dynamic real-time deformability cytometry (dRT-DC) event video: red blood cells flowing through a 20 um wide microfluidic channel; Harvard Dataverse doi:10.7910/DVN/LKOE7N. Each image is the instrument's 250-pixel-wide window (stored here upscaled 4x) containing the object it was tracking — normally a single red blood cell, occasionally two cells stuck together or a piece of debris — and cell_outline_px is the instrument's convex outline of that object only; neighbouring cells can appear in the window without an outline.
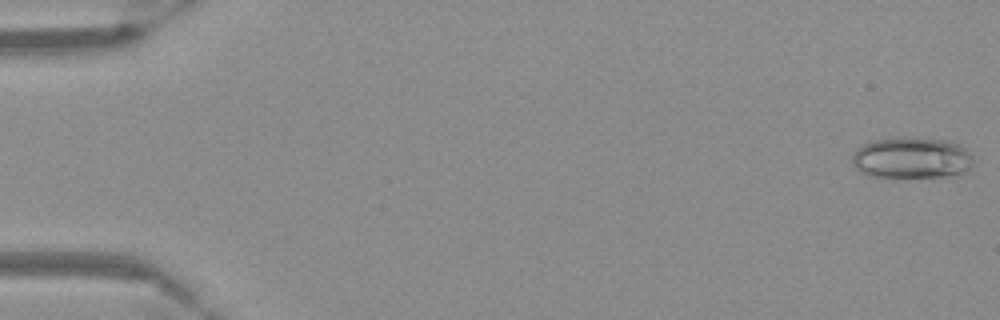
{"species": "Egyptian fruit bat (a non-hibernating species)", "species_latin": "Rousettus aegyptiacus", "temperature_condition": "warm", "stored_images_in_passage": 55, "camera_frame_rate_fps": 3000, "um_per_image_px": 0.085, "frame": {"image": 1, "passage_image": 1, "time_ms": 0.0, "image_size_px": [1000, 320], "cell_outline_px": [[972, 168], [968, 172], [960, 176], [892, 180], [868, 176], [860, 172], [852, 164], [852, 156], [856, 148], [872, 140], [944, 140], [960, 144], [972, 156]], "centroid_in_image_um": [77.5, 13.54], "position_along_channel_um": 7.5, "area_um2": 29.77}}
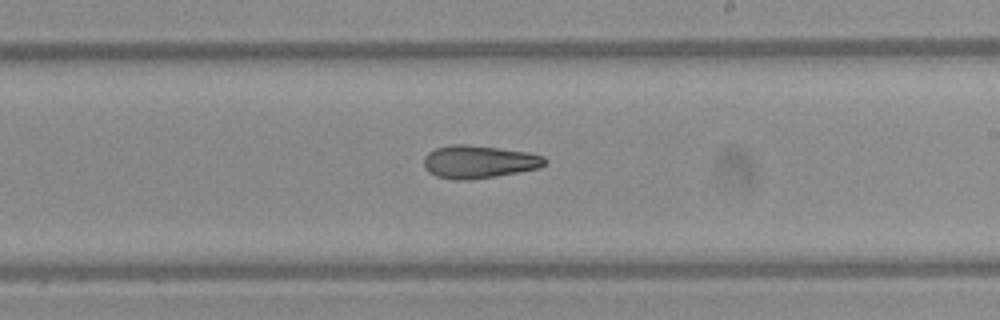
{"frame": {"image": 2, "passage_image": 33, "time_ms": 10.667, "image_size_px": [1000, 320], "cell_outline_px": [[548, 160], [540, 168], [496, 176], [468, 180], [456, 180], [436, 176], [428, 172], [424, 168], [424, 156], [428, 152], [436, 148], [452, 144], [464, 144], [528, 152], [544, 156]], "centroid_in_image_um": [40.68, 13.76], "position_along_channel_um": 248.3, "area_um2": 23.18}}
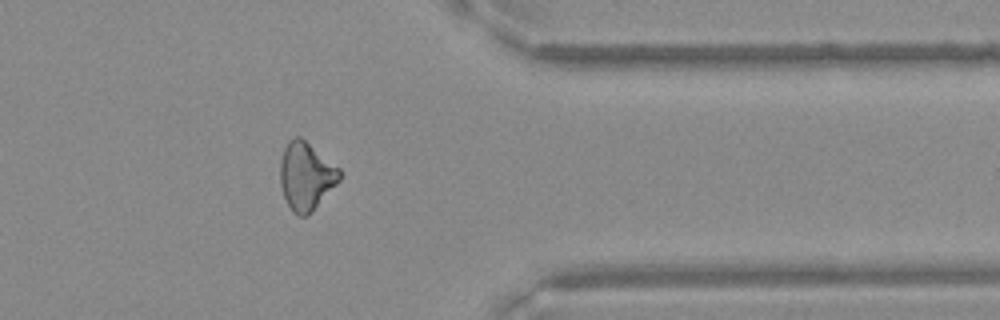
{"frame": {"image": 3, "passage_image": 45, "time_ms": 14.667, "image_size_px": [1000, 320], "cell_outline_px": [[340, 180], [312, 212], [308, 216], [300, 216], [292, 212], [284, 196], [280, 184], [280, 160], [284, 148], [296, 136], [300, 136], [340, 168]], "centroid_in_image_um": [26.02, 14.99], "position_along_channel_um": 385.4, "area_um2": 23.35}}